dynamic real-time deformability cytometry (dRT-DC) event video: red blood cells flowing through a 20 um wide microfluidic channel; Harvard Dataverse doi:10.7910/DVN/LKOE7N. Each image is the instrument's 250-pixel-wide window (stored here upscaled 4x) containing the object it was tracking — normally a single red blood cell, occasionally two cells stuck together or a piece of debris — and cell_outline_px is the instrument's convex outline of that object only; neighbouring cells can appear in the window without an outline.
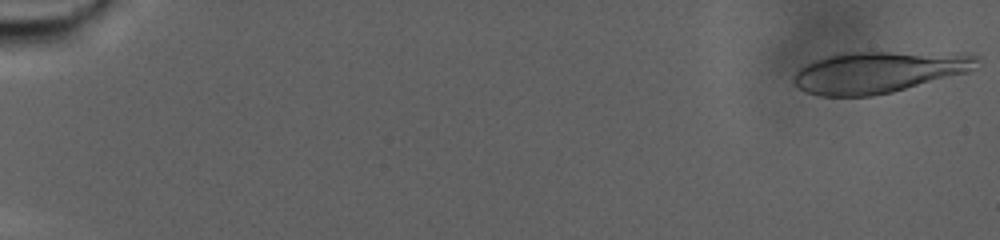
{"species": "human", "species_latin": "Homo sapiens", "temperature_condition": "warm", "stored_images_in_passage": 88, "camera_frame_rate_fps": 3000, "um_per_image_px": 0.085, "donor": {"sex": "male"}, "frame": {"image": 1, "passage_image": 1, "time_ms": 0.0, "image_size_px": [1000, 240], "cell_outline_px": [[980, 56], [968, 72], [892, 92], [872, 96], [820, 96], [808, 92], [800, 88], [792, 80], [796, 72], [800, 68], [816, 60], [840, 52], [968, 52]], "centroid_in_image_um": [74.73, 6.11], "position_along_channel_um": 10.3, "area_um2": 44.33}}
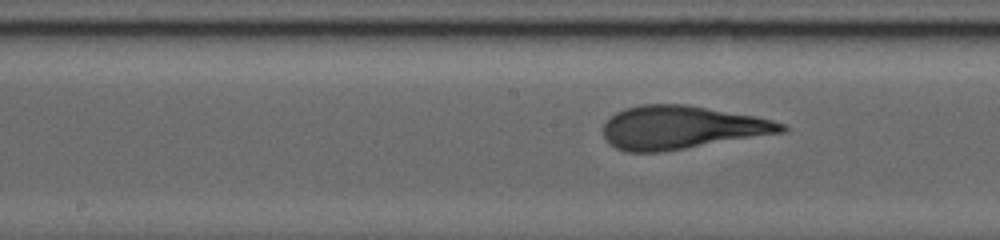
{"frame": {"image": 2, "passage_image": 48, "time_ms": 15.667, "image_size_px": [1000, 240], "cell_outline_px": [[788, 128], [784, 132], [660, 152], [624, 152], [608, 144], [604, 136], [604, 124], [616, 112], [624, 108], [640, 104], [688, 104], [756, 116], [788, 124]], "centroid_in_image_um": [57.92, 10.82], "position_along_channel_um": 190.3, "area_um2": 44.97}}
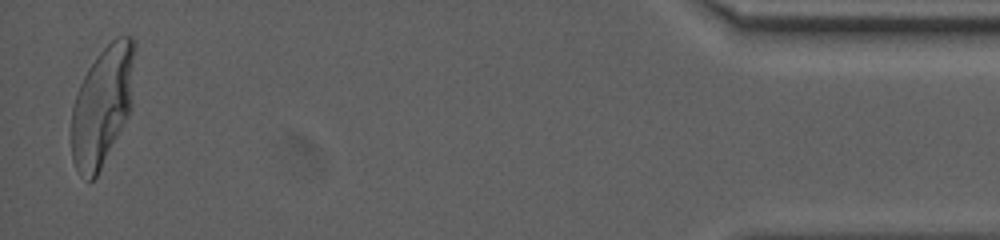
{"frame": {"image": 3, "passage_image": 87, "time_ms": 28.667, "image_size_px": [1000, 240], "cell_outline_px": [[136, 44], [132, 104], [128, 116], [96, 176], [92, 180], [88, 180], [80, 176], [72, 160], [72, 104], [76, 92], [88, 68], [96, 56], [116, 36], [132, 36], [136, 40]], "centroid_in_image_um": [8.72, 8.92], "position_along_channel_um": 426.5, "area_um2": 44.16}}